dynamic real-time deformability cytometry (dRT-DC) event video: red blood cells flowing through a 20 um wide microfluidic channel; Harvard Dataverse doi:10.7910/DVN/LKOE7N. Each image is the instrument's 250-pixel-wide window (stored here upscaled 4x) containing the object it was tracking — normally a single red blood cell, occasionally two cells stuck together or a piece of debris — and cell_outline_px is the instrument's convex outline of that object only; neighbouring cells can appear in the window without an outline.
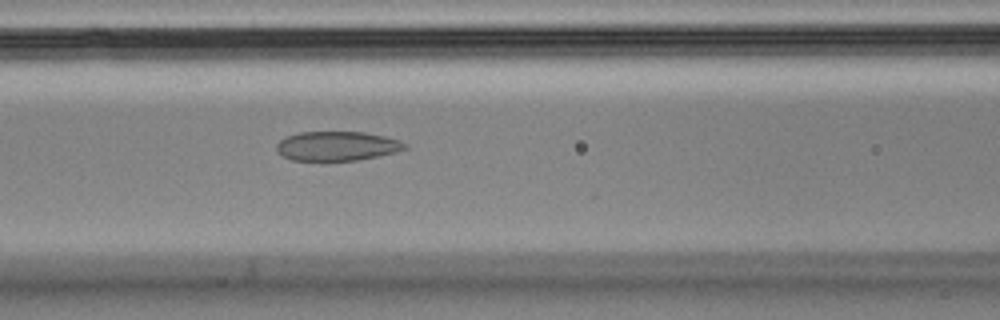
{"species": "Egyptian fruit bat (a non-hibernating species)", "species_latin": "Rousettus aegyptiacus", "temperature_condition": "cold", "stored_images_in_passage": 50, "camera_frame_rate_fps": 3000, "um_per_image_px": 0.085, "animal": {"sex": "male"}, "frame": {"image": 1, "passage_image": 17, "time_ms": 5.333, "image_size_px": [1000, 320], "cell_outline_px": [[408, 148], [396, 152], [356, 160], [292, 160], [284, 156], [276, 148], [276, 144], [284, 136], [300, 132], [364, 132], [384, 136], [400, 140], [408, 144]], "centroid_in_image_um": [28.66, 12.4], "position_along_channel_um": 137.9, "area_um2": 21.85}}
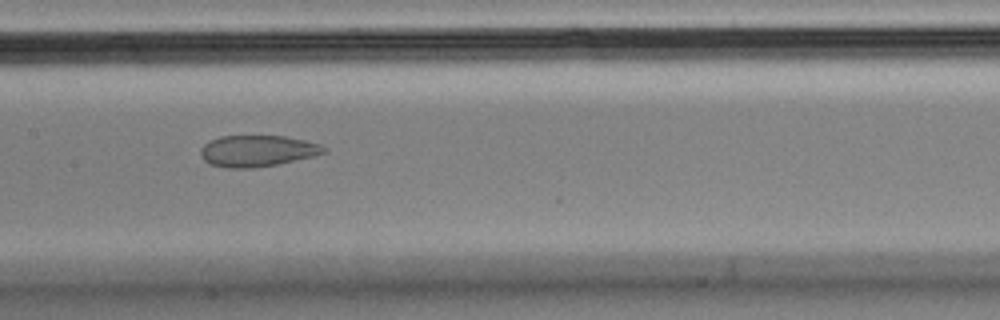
{"frame": {"image": 2, "passage_image": 21, "time_ms": 6.667, "image_size_px": [1000, 320], "cell_outline_px": [[328, 152], [312, 156], [276, 164], [252, 168], [228, 168], [208, 164], [200, 156], [200, 148], [204, 144], [220, 136], [284, 136], [304, 140], [320, 144], [328, 148]], "centroid_in_image_um": [21.86, 12.83], "position_along_channel_um": 185.5, "area_um2": 22.48}}
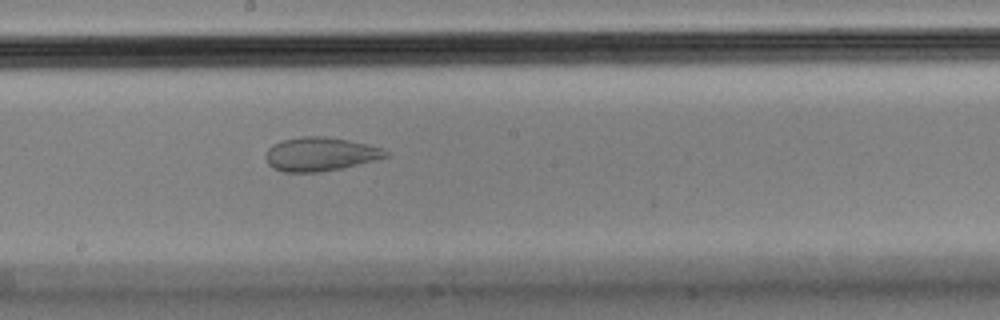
{"frame": {"image": 3, "passage_image": 24, "time_ms": 7.667, "image_size_px": [1000, 320], "cell_outline_px": [[388, 156], [376, 160], [344, 168], [320, 172], [284, 172], [272, 168], [268, 164], [264, 156], [268, 148], [272, 144], [280, 140], [300, 136], [324, 136], [348, 140], [368, 144], [380, 148], [388, 152]], "centroid_in_image_um": [27.18, 13.1], "position_along_channel_um": 221.0, "area_um2": 23.87}}